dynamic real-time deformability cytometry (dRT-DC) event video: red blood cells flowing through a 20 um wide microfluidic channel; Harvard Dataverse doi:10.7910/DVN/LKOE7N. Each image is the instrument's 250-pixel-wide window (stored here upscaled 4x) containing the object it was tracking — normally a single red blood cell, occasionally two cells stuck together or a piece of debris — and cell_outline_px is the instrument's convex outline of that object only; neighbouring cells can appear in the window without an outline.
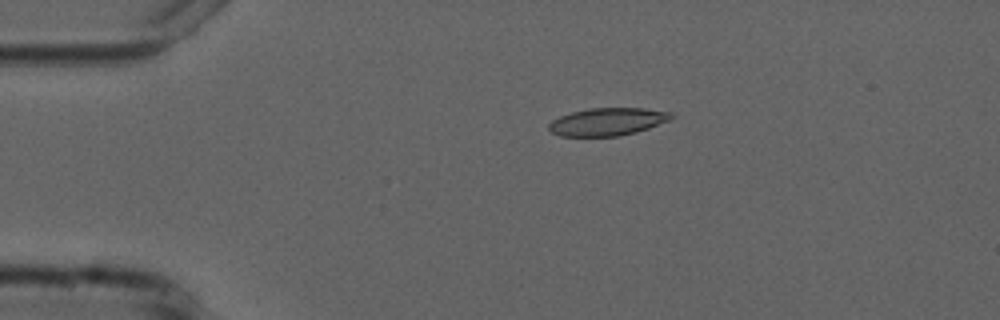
{"species": "common noctule bat (a hibernating species)", "species_latin": "Nyctalus noctula", "temperature_condition": "cold", "stored_images_in_passage": 6, "camera_frame_rate_fps": 3000, "um_per_image_px": 0.085, "animal": {"sex": "male", "forearm_length_mm": 52.5}, "frame": {"image": 1, "passage_image": 3, "time_ms": 2.333, "image_size_px": [1000, 320], "cell_outline_px": [[672, 120], [636, 132], [620, 136], [560, 136], [552, 132], [548, 128], [548, 124], [552, 120], [560, 116], [572, 112], [588, 108], [644, 108], [672, 112]], "centroid_in_image_um": [51.65, 10.34], "position_along_channel_um": 33.3, "area_um2": 19.83}}
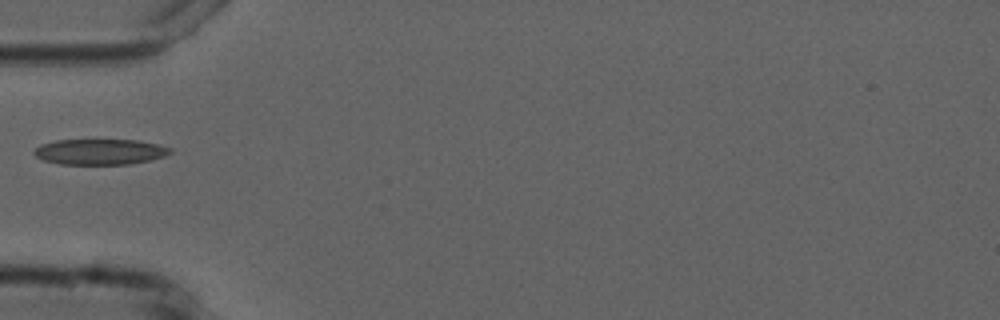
{"frame": {"image": 2, "passage_image": 5, "time_ms": 4.667, "image_size_px": [1000, 320], "cell_outline_px": [[172, 152], [164, 156], [148, 160], [128, 164], [60, 164], [44, 160], [36, 156], [32, 152], [40, 144], [56, 140], [136, 140], [160, 144], [172, 148]], "centroid_in_image_um": [8.5, 12.89], "position_along_channel_um": 76.5, "area_um2": 20.29}}
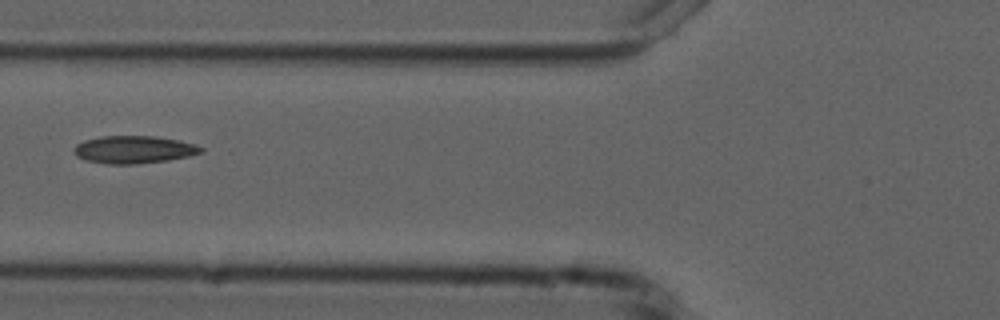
{"frame": {"image": 3, "passage_image": 6, "time_ms": 5.667, "image_size_px": [1000, 320], "cell_outline_px": [[204, 152], [188, 156], [168, 160], [136, 164], [108, 164], [84, 160], [76, 156], [72, 148], [76, 144], [84, 140], [100, 136], [156, 136], [180, 140], [204, 148]], "centroid_in_image_um": [11.35, 12.71], "position_along_channel_um": 114.5, "area_um2": 20.58}}